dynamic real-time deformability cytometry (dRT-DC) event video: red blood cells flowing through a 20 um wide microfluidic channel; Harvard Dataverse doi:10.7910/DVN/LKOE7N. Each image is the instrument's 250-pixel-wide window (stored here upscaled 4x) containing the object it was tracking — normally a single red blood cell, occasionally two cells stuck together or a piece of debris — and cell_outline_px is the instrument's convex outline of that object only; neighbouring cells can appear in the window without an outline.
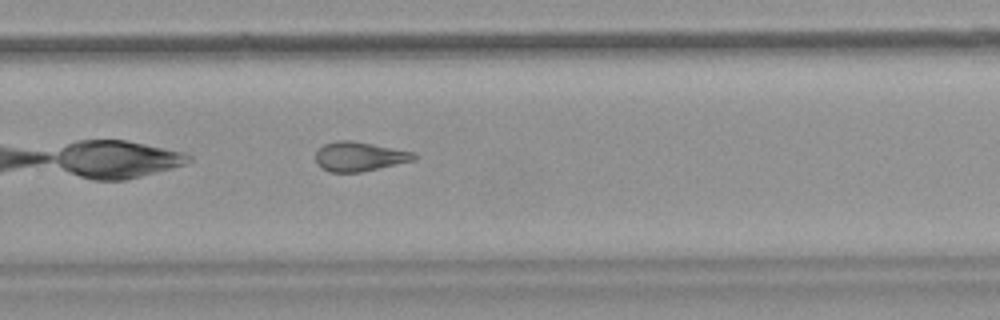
{"species": "common noctule bat (a hibernating species)", "species_latin": "Nyctalus noctula", "temperature_condition": "warm", "stored_images_in_passage": 28, "camera_frame_rate_fps": 3000, "um_per_image_px": 0.085, "animal": {"sex": "female", "body_mass_g": 18.4}, "frame": {"image": 1, "passage_image": 20, "time_ms": 6.333, "image_size_px": [1000, 320], "cell_outline_px": [[416, 160], [360, 172], [332, 172], [320, 168], [316, 160], [316, 152], [324, 144], [336, 140], [352, 140], [416, 152]], "centroid_in_image_um": [30.56, 13.29], "position_along_channel_um": 299.2, "area_um2": 16.88}}